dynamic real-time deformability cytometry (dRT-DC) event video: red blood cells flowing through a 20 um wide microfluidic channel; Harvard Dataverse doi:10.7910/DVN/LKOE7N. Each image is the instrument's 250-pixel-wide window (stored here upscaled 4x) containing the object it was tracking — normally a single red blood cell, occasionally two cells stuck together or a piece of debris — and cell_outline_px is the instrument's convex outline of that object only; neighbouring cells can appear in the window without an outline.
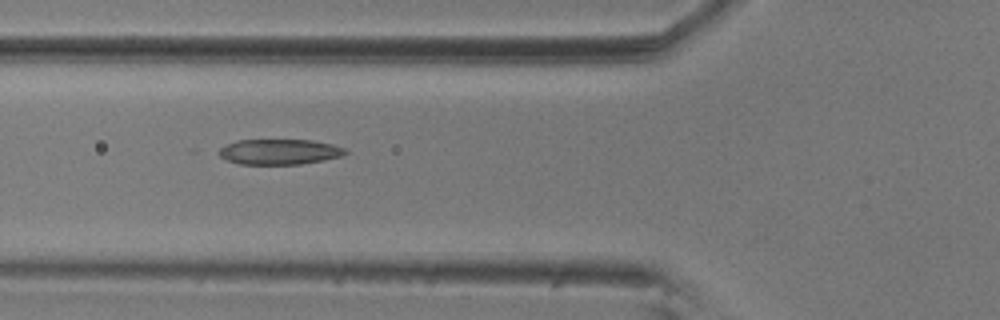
{"species": "common noctule bat (a hibernating species)", "species_latin": "Nyctalus noctula", "temperature_condition": "room temperature", "stored_images_in_passage": 7, "camera_frame_rate_fps": 3000, "um_per_image_px": 0.085, "animal": {"sex": "male", "body_mass_g": 20.5, "forearm_length_mm": 52.5}, "frame": {"image": 1, "passage_image": 6, "time_ms": 1.667, "image_size_px": [1000, 320], "cell_outline_px": [[348, 152], [344, 156], [324, 160], [300, 164], [240, 164], [228, 160], [212, 152], [236, 140], [312, 140], [332, 144], [344, 148]], "centroid_in_image_um": [23.73, 12.9], "position_along_channel_um": 102.1, "area_um2": 18.84}}
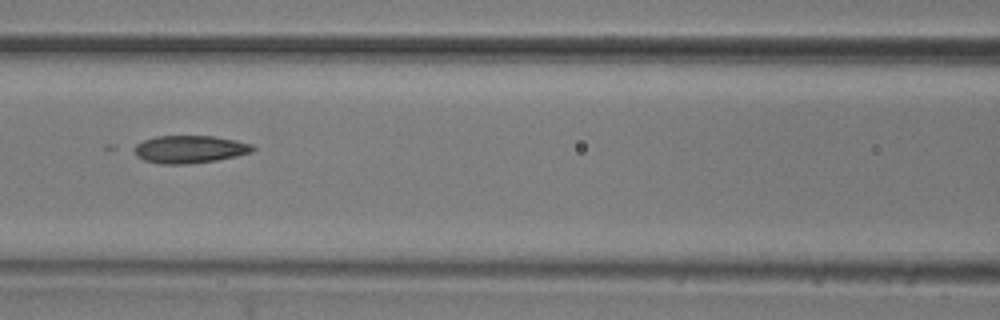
{"frame": {"image": 2, "passage_image": 7, "time_ms": 2.0, "image_size_px": [1000, 320], "cell_outline_px": [[256, 148], [252, 152], [236, 156], [216, 160], [188, 164], [160, 164], [144, 160], [136, 156], [128, 148], [144, 140], [156, 136], [212, 136], [236, 140], [252, 144]], "centroid_in_image_um": [16.06, 12.69], "position_along_channel_um": 150.5, "area_um2": 19.36}}